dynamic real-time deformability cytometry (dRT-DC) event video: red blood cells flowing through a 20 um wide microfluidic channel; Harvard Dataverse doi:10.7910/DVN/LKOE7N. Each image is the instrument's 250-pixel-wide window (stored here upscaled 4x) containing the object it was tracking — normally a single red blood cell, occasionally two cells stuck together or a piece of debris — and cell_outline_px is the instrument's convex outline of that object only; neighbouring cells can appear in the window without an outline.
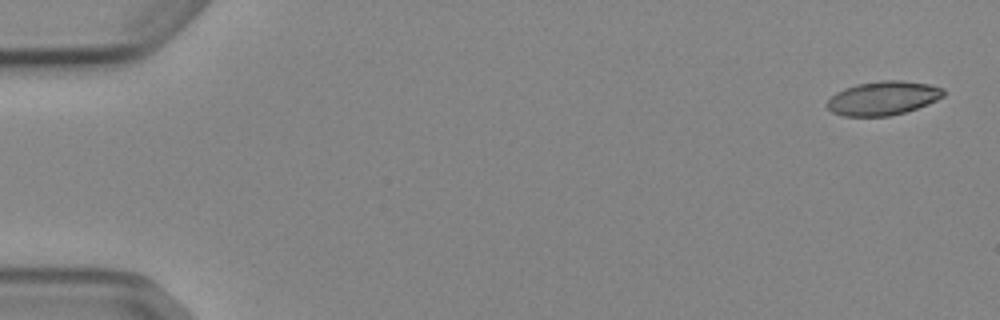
{"species": "Egyptian fruit bat (a non-hibernating species)", "species_latin": "Rousettus aegyptiacus", "temperature_condition": "cold", "stored_images_in_passage": 4, "camera_frame_rate_fps": 3000, "um_per_image_px": 0.085, "animal": {"sex": "female"}, "frame": {"image": 1, "passage_image": 1, "time_ms": 0.0, "image_size_px": [1000, 320], "cell_outline_px": [[944, 96], [928, 104], [904, 112], [888, 116], [844, 116], [832, 112], [824, 104], [836, 92], [844, 88], [856, 84], [880, 80], [900, 80], [928, 84], [944, 88]], "centroid_in_image_um": [75.04, 8.34], "position_along_channel_um": 10.0, "area_um2": 23.0}}
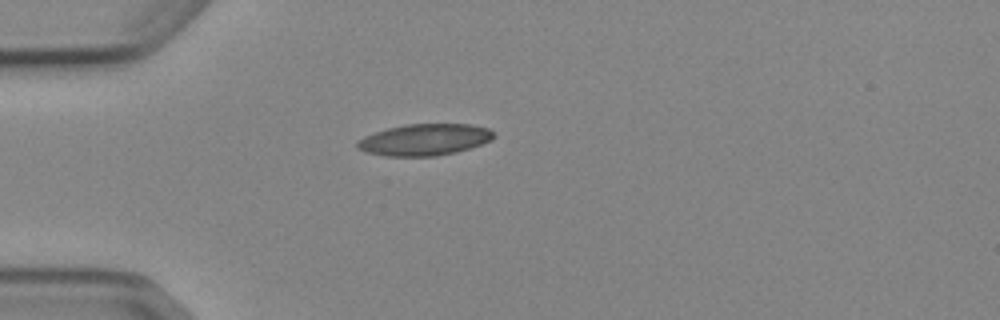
{"frame": {"image": 2, "passage_image": 4, "time_ms": 4.333, "image_size_px": [1000, 320], "cell_outline_px": [[496, 136], [492, 140], [456, 152], [436, 156], [384, 156], [368, 152], [356, 148], [356, 144], [364, 136], [388, 128], [404, 124], [472, 124], [488, 128]], "centroid_in_image_um": [36.1, 11.87], "position_along_channel_um": 48.9, "area_um2": 24.97}}